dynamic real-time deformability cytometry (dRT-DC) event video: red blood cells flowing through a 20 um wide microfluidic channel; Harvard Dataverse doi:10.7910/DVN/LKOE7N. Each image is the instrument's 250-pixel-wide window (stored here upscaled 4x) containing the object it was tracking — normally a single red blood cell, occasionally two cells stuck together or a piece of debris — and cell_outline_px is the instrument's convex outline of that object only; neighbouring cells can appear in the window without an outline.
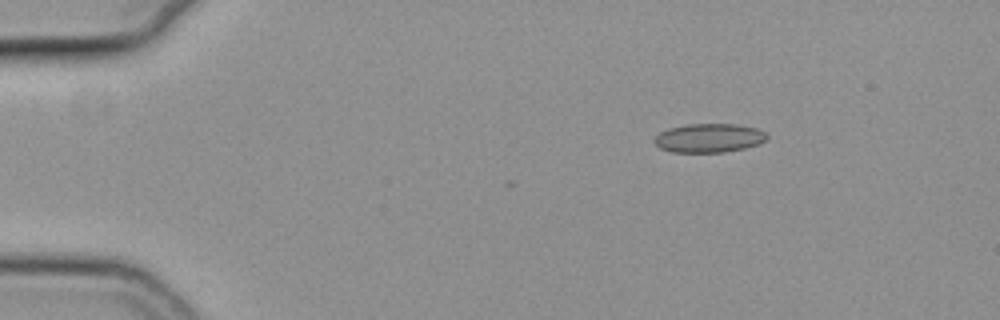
{"species": "common noctule bat (a hibernating species)", "species_latin": "Nyctalus noctula", "temperature_condition": "cold", "stored_images_in_passage": 3, "camera_frame_rate_fps": 3000, "um_per_image_px": 0.085, "animal": {"sex": "female", "body_mass_g": 19.3, "forearm_length_mm": 54.1}, "frame": {"image": 1, "passage_image": 1, "time_ms": 0.0, "image_size_px": [1000, 320], "cell_outline_px": [[768, 136], [760, 144], [744, 148], [724, 152], [672, 152], [660, 148], [652, 140], [660, 132], [668, 128], [688, 124], [736, 124], [756, 128], [764, 132]], "centroid_in_image_um": [60.25, 11.73], "position_along_channel_um": 24.8, "area_um2": 18.9}}